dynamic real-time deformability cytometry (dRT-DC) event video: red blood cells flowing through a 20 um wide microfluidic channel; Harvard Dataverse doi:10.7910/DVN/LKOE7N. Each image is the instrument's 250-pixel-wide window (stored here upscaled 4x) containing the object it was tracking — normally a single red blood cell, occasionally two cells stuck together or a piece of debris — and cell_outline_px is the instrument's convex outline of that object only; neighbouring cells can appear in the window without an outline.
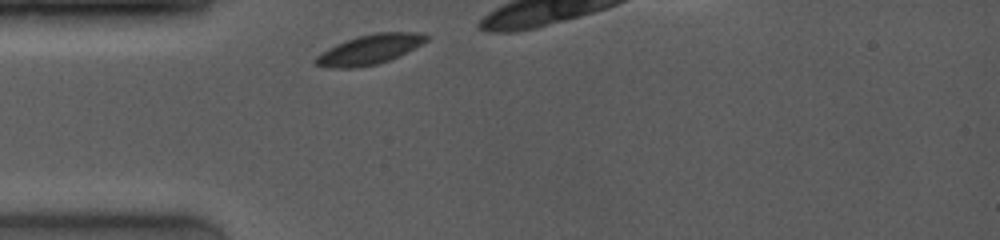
{"species": "common noctule bat (a hibernating species)", "species_latin": "Nyctalus noctula", "temperature_condition": "room temperature", "stored_images_in_passage": 6, "camera_frame_rate_fps": 4000, "um_per_image_px": 0.085, "animal": {"sex": "female", "body_mass_g": 19.0, "forearm_length_mm": 53.3}, "frame": {"image": 1, "passage_image": 1, "time_ms": 0.0, "image_size_px": [1000, 240], "cell_outline_px": [[428, 40], [388, 60], [376, 64], [356, 68], [324, 68], [316, 64], [312, 60], [320, 52], [336, 44], [356, 36], [376, 32], [424, 32], [428, 36]], "centroid_in_image_um": [31.34, 4.2], "position_along_channel_um": 53.7, "area_um2": 19.13}}